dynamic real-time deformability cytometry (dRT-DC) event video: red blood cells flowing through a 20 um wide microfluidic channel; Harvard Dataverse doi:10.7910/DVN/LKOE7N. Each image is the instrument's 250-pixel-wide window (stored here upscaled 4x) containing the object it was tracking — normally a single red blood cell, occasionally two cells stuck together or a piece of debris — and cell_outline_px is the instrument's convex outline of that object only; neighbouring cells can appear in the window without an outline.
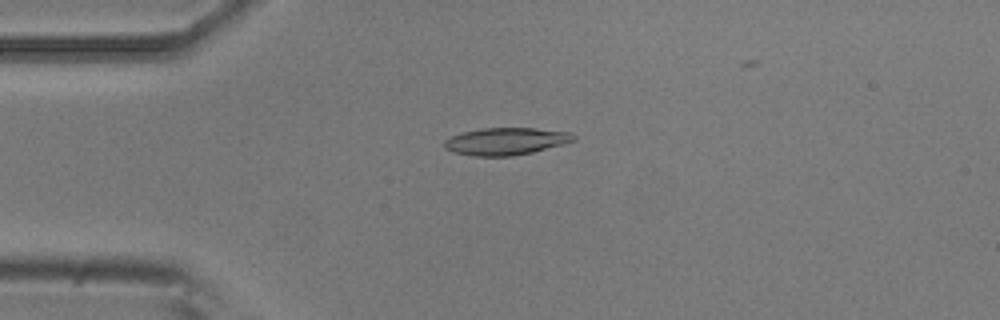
{"species": "common noctule bat (a hibernating species)", "species_latin": "Nyctalus noctula", "temperature_condition": "room temperature", "stored_images_in_passage": 3, "camera_frame_rate_fps": 3000, "um_per_image_px": 0.085, "animal": {"sex": "male", "body_mass_g": 20.5, "forearm_length_mm": 52.5}, "frame": {"image": 1, "passage_image": 1, "time_ms": 0.0, "image_size_px": [1000, 320], "cell_outline_px": [[576, 140], [564, 144], [532, 152], [512, 156], [472, 156], [452, 152], [444, 148], [444, 140], [452, 136], [464, 132], [484, 128], [536, 128], [572, 132], [576, 136]], "centroid_in_image_um": [43.03, 12.01], "position_along_channel_um": 42.0, "area_um2": 20.63}}
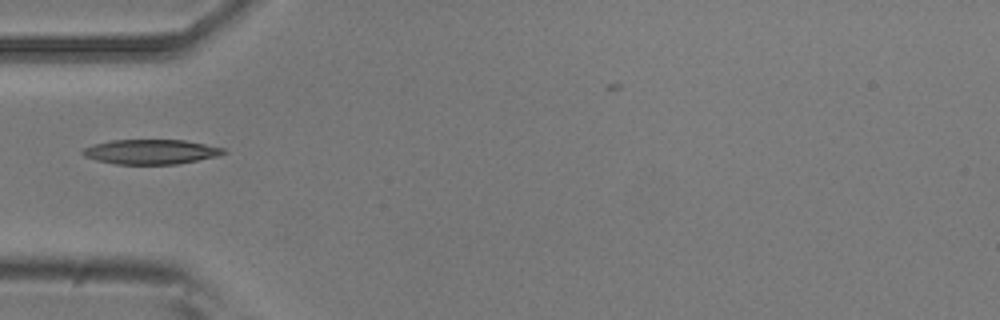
{"frame": {"image": 2, "passage_image": 2, "time_ms": 0.333, "image_size_px": [1000, 320], "cell_outline_px": [[228, 152], [220, 156], [176, 164], [116, 164], [96, 160], [84, 156], [80, 152], [84, 148], [92, 144], [112, 140], [184, 140], [224, 148]], "centroid_in_image_um": [12.83, 12.9], "position_along_channel_um": 72.2, "area_um2": 20.35}}
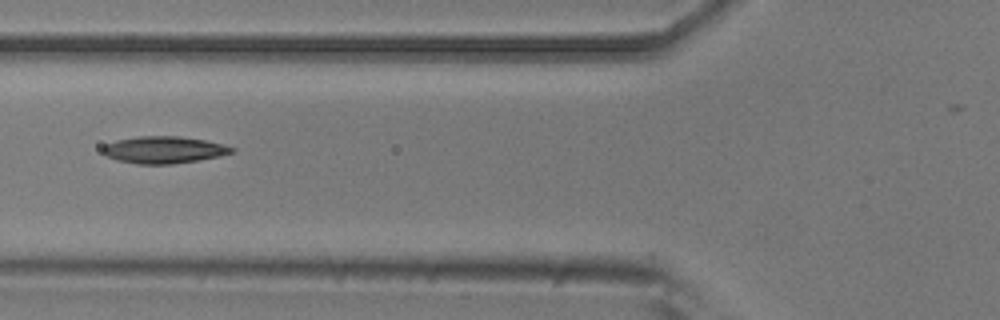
{"frame": {"image": 3, "passage_image": 3, "time_ms": 0.667, "image_size_px": [1000, 320], "cell_outline_px": [[236, 152], [220, 156], [172, 164], [136, 164], [116, 160], [100, 152], [100, 148], [104, 144], [116, 140], [136, 136], [180, 136], [204, 140], [224, 144], [236, 148]], "centroid_in_image_um": [13.9, 12.73], "position_along_channel_um": 111.9, "area_um2": 20.58}}